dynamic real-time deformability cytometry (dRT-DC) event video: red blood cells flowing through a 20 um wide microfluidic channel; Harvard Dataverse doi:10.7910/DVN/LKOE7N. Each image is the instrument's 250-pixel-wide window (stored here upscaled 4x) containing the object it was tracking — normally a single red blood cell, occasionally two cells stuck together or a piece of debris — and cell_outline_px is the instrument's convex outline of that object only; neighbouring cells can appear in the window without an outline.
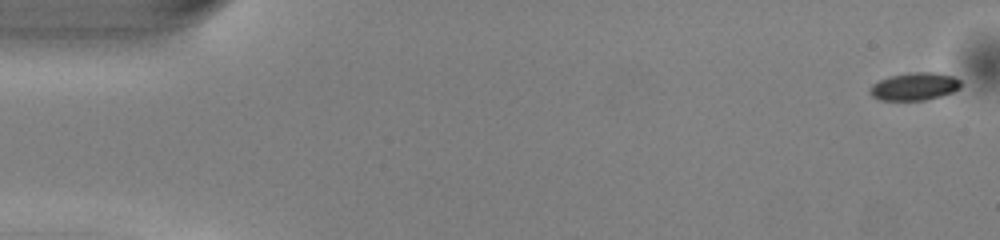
{"species": "common noctule bat (a hibernating species)", "species_latin": "Nyctalus noctula", "temperature_condition": "warm", "stored_images_in_passage": 51, "camera_frame_rate_fps": 3000, "um_per_image_px": 0.085, "animal": {"sex": "male", "body_mass_g": 13.0, "forearm_length_mm": 53.1}, "frame": {"image": 1, "passage_image": 1, "time_ms": 0.0, "image_size_px": [1000, 240], "cell_outline_px": [[960, 88], [952, 92], [940, 96], [924, 100], [880, 100], [872, 96], [868, 92], [868, 88], [872, 84], [888, 76], [908, 72], [936, 72], [956, 76], [960, 80]], "centroid_in_image_um": [77.71, 7.33], "position_along_channel_um": 7.3, "area_um2": 14.91}}
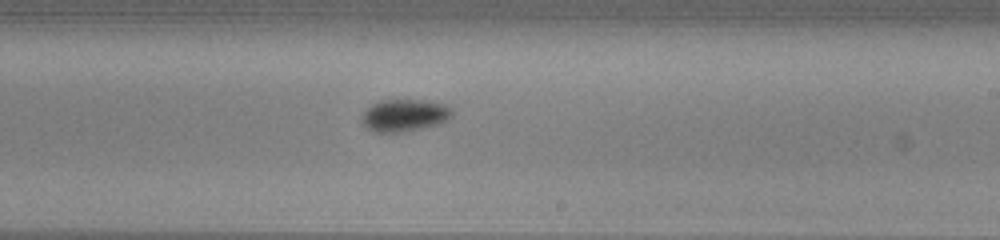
{"frame": {"image": 2, "passage_image": 30, "time_ms": 9.667, "image_size_px": [1000, 240], "cell_outline_px": [[452, 116], [436, 124], [404, 132], [372, 132], [360, 120], [364, 112], [372, 104], [380, 100], [428, 100], [444, 104], [452, 108]], "centroid_in_image_um": [34.36, 9.79], "position_along_channel_um": 254.6, "area_um2": 16.82}}
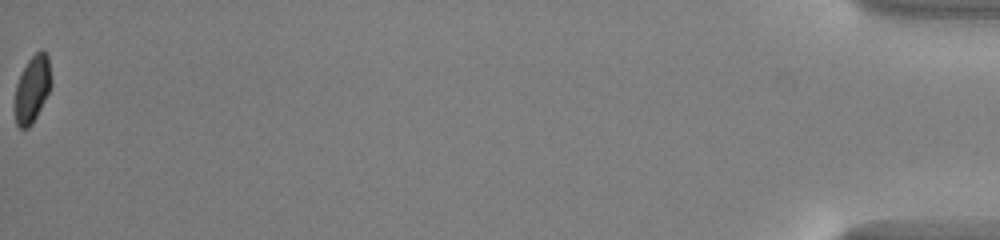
{"frame": {"image": 3, "passage_image": 51, "time_ms": 16.667, "image_size_px": [1000, 240], "cell_outline_px": [[52, 84], [32, 124], [28, 128], [20, 128], [16, 124], [16, 84], [28, 60], [40, 48], [44, 48], [48, 52], [52, 80]], "centroid_in_image_um": [2.78, 7.48], "position_along_channel_um": 432.4, "area_um2": 14.05}, "authors_computed_cell_mechanics": {"area_um2": 15.895, "velocity_mm_per_s": 4.0626, "shape_relaxation_time_tau1_ms": 1.6658, "shape_relaxation_time_tau2_ms": null, "deformation_change_tau1": 0.0684, "deformation_change_tau2": null}}